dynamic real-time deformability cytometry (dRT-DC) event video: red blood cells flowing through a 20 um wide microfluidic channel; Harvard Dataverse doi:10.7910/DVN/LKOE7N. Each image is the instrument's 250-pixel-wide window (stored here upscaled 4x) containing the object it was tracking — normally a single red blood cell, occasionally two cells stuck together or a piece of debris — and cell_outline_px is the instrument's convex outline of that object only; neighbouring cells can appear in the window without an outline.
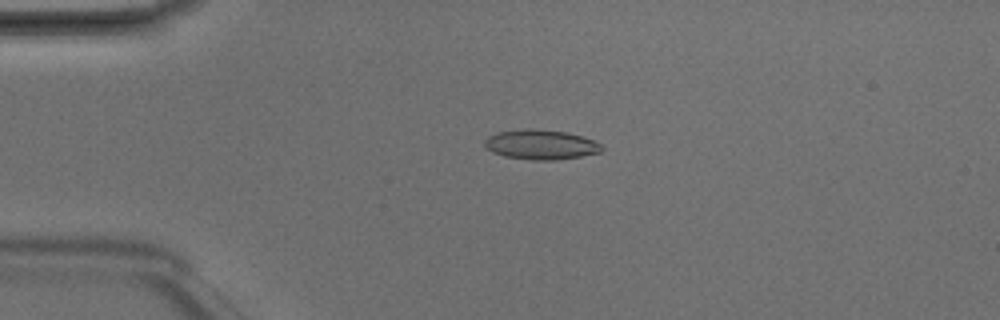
{"species": "Egyptian fruit bat (a non-hibernating species)", "species_latin": "Rousettus aegyptiacus", "temperature_condition": "room temperature", "stored_images_in_passage": 3, "camera_frame_rate_fps": 3000, "um_per_image_px": 0.085, "animal": {"sex": "male"}, "frame": {"image": 1, "passage_image": 1, "time_ms": 0.0, "image_size_px": [1000, 320], "cell_outline_px": [[604, 148], [600, 152], [580, 156], [556, 160], [532, 160], [504, 156], [492, 152], [484, 144], [484, 140], [488, 136], [496, 132], [524, 128], [532, 128], [568, 132], [592, 140], [600, 144]], "centroid_in_image_um": [45.94, 12.28], "position_along_channel_um": 39.1, "area_um2": 20.35}}